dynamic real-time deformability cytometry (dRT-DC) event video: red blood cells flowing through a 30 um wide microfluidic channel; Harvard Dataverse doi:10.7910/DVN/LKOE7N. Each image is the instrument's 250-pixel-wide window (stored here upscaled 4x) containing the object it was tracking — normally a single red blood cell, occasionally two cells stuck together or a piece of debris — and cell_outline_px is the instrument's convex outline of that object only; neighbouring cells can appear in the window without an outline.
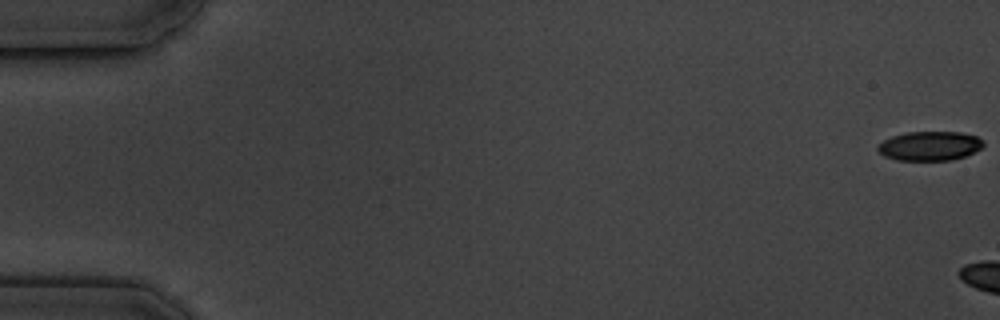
{"species": "common noctule bat (a hibernating species)", "species_latin": "Nyctalus noctula", "temperature_condition": "cold", "stored_images_in_passage": 12, "camera_frame_rate_fps": 3000, "um_per_image_px": 0.085, "animal": {"sex": "male", "body_mass_g": 19.5, "forearm_length_mm": 54.6}, "frame": {"image": 1, "passage_image": 1, "time_ms": 0.0, "image_size_px": [1000, 320], "cell_outline_px": [[984, 144], [980, 148], [964, 156], [952, 160], [896, 160], [884, 156], [876, 148], [884, 140], [892, 136], [908, 132], [960, 132], [976, 136], [984, 140]], "centroid_in_image_um": [79.02, 12.4], "position_along_channel_um": 6.0, "area_um2": 17.86}}
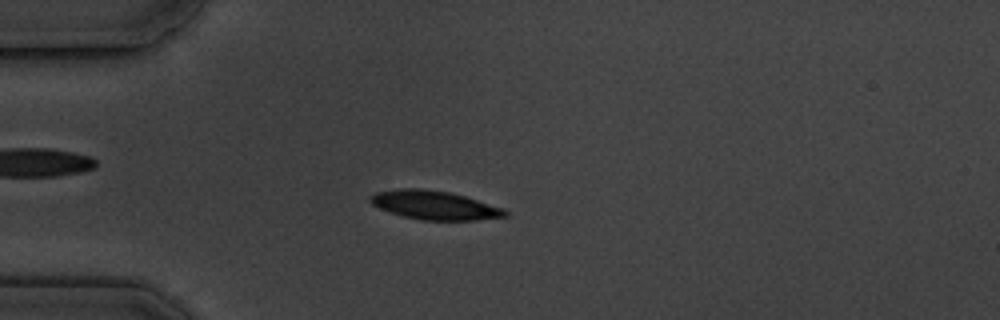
{"frame": {"image": 2, "passage_image": 6, "time_ms": 6.667, "image_size_px": [1000, 320], "cell_outline_px": [[508, 216], [476, 220], [424, 220], [404, 216], [380, 208], [372, 204], [368, 200], [368, 196], [376, 192], [400, 188], [420, 188], [452, 192], [504, 208], [508, 212]], "centroid_in_image_um": [36.94, 17.42], "position_along_channel_um": 48.1, "area_um2": 22.6}}